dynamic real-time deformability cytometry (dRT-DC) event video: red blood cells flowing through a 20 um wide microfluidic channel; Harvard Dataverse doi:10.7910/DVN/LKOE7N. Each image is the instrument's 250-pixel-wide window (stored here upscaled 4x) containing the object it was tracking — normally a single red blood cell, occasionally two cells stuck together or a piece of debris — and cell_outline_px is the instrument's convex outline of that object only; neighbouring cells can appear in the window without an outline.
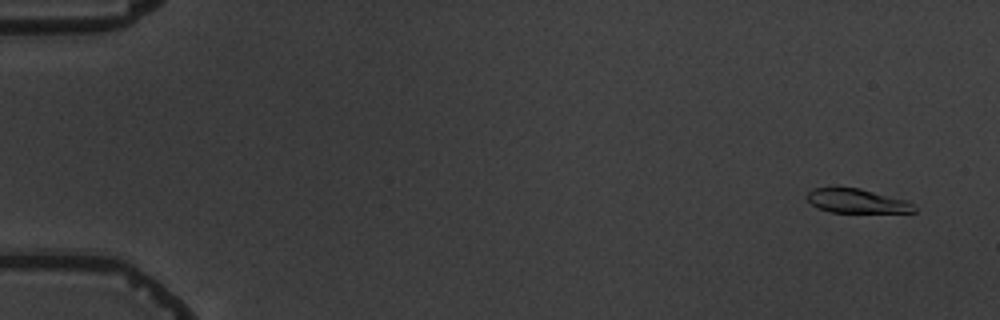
{"species": "common noctule bat (a hibernating species)", "species_latin": "Nyctalus noctula", "temperature_condition": "warm", "stored_images_in_passage": 5, "camera_frame_rate_fps": 3000, "um_per_image_px": 0.085, "animal": {"sex": "male", "body_mass_g": 19.5, "forearm_length_mm": 54.6}, "frame": {"image": 1, "passage_image": 1, "time_ms": 0.0, "image_size_px": [1000, 320], "cell_outline_px": [[916, 212], [828, 212], [812, 204], [804, 196], [812, 188], [860, 188], [908, 200], [916, 208]], "centroid_in_image_um": [72.84, 17.08], "position_along_channel_um": 12.2, "area_um2": 15.03}}
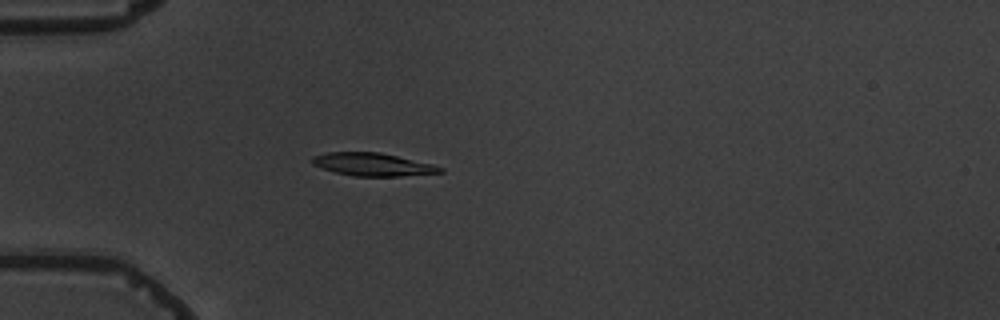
{"frame": {"image": 2, "passage_image": 5, "time_ms": 4.667, "image_size_px": [1000, 320], "cell_outline_px": [[444, 172], [400, 176], [352, 176], [336, 172], [312, 164], [312, 156], [324, 152], [380, 152], [432, 164], [444, 168]], "centroid_in_image_um": [31.67, 13.97], "position_along_channel_um": 53.3, "area_um2": 16.99}}